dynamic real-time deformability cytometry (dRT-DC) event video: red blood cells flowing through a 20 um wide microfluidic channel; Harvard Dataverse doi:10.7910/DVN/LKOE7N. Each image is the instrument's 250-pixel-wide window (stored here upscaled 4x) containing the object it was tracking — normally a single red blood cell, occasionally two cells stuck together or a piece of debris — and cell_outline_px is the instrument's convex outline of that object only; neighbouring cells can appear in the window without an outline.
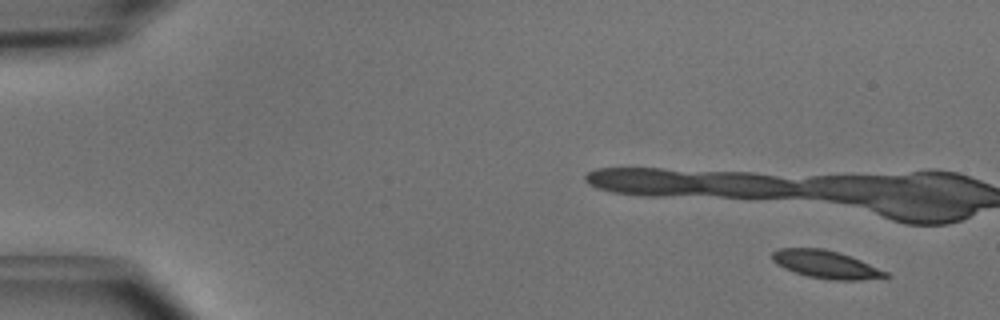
{"species": "common noctule bat (a hibernating species)", "species_latin": "Nyctalus noctula", "temperature_condition": "cold", "stored_images_in_passage": 6, "camera_frame_rate_fps": 3000, "um_per_image_px": 0.085, "animal": {"sex": "male", "body_mass_g": 15.6}, "frame": {"image": 1, "passage_image": 1, "time_ms": 0.0, "image_size_px": [1000, 320], "cell_outline_px": [[892, 276], [860, 280], [828, 280], [808, 276], [784, 268], [776, 264], [772, 260], [772, 252], [780, 248], [824, 248], [840, 252], [860, 260], [888, 272]], "centroid_in_image_um": [70.2, 22.47], "position_along_channel_um": 14.8, "area_um2": 18.38}}